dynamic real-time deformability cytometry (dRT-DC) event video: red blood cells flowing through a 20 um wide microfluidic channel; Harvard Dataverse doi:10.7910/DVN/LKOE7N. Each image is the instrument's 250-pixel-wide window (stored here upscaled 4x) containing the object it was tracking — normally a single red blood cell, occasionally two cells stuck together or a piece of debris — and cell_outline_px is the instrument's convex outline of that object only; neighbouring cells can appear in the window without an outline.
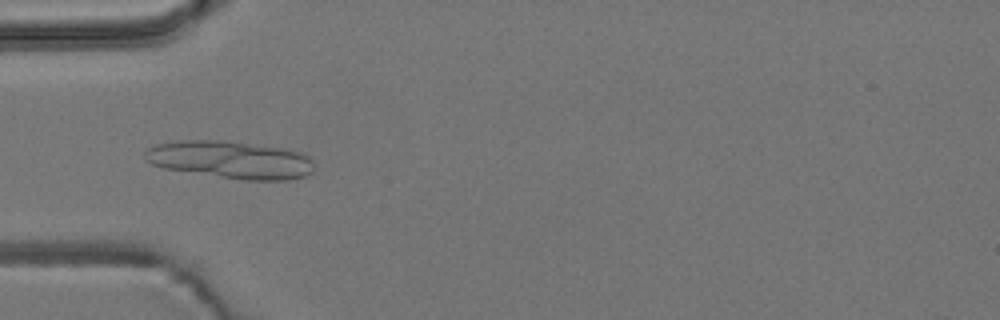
{"species": "common noctule bat (a hibernating species)", "species_latin": "Nyctalus noctula", "temperature_condition": "room temperature", "stored_images_in_passage": 6, "camera_frame_rate_fps": 3000, "um_per_image_px": 0.085, "animal": {"sex": "male", "body_mass_g": 19.2, "forearm_length_mm": 51.8}, "frame": {"image": 1, "passage_image": 5, "time_ms": 4.667, "image_size_px": [1000, 320], "cell_outline_px": [[312, 172], [304, 176], [288, 180], [244, 180], [164, 168], [152, 164], [144, 160], [144, 152], [148, 148], [156, 144], [176, 140], [216, 140], [284, 148], [304, 152], [312, 160]], "centroid_in_image_um": [19.58, 13.58], "position_along_channel_um": 65.4, "area_um2": 36.99}}